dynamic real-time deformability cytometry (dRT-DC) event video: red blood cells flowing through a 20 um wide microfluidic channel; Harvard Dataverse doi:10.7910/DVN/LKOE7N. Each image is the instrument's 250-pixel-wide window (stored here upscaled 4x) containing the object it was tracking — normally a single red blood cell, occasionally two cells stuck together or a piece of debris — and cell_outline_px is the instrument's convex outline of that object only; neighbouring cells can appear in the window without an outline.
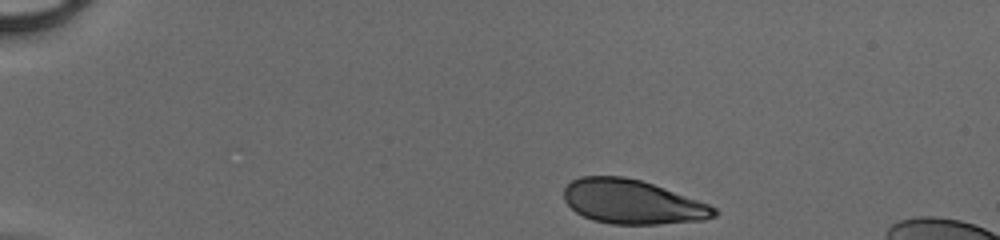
{"species": "human", "species_latin": "Homo sapiens", "temperature_condition": "cold", "stored_images_in_passage": 34, "camera_frame_rate_fps": 3000, "um_per_image_px": 0.085, "donor": {"sex": "male"}, "frame": {"image": 1, "passage_image": 1, "time_ms": 0.0, "image_size_px": [1000, 240], "cell_outline_px": [[716, 216], [704, 220], [656, 224], [612, 224], [592, 220], [576, 212], [564, 200], [564, 188], [572, 180], [580, 176], [624, 176], [640, 180], [664, 188], [708, 204], [716, 208]], "centroid_in_image_um": [53.72, 17.16], "position_along_channel_um": 31.3, "area_um2": 38.44}}
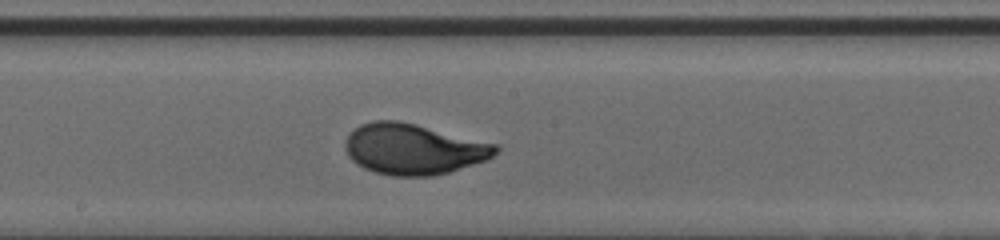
{"frame": {"image": 2, "passage_image": 20, "time_ms": 6.333, "image_size_px": [1000, 240], "cell_outline_px": [[500, 148], [492, 156], [484, 160], [448, 172], [432, 176], [392, 176], [376, 172], [364, 168], [356, 164], [348, 156], [344, 148], [344, 140], [360, 124], [372, 120], [400, 120], [500, 144]], "centroid_in_image_um": [35.13, 12.65], "position_along_channel_um": 213.1, "area_um2": 44.68}}
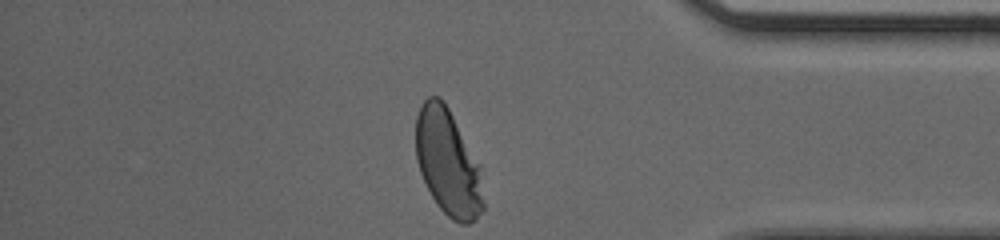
{"frame": {"image": 3, "passage_image": 34, "time_ms": 11.0, "image_size_px": [1000, 240], "cell_outline_px": [[484, 208], [468, 224], [460, 224], [452, 220], [440, 208], [432, 196], [420, 172], [416, 160], [416, 116], [424, 100], [428, 96], [440, 96], [444, 100], [480, 164], [484, 204]], "centroid_in_image_um": [38.08, 13.79], "position_along_channel_um": 397.1, "area_um2": 41.85}}